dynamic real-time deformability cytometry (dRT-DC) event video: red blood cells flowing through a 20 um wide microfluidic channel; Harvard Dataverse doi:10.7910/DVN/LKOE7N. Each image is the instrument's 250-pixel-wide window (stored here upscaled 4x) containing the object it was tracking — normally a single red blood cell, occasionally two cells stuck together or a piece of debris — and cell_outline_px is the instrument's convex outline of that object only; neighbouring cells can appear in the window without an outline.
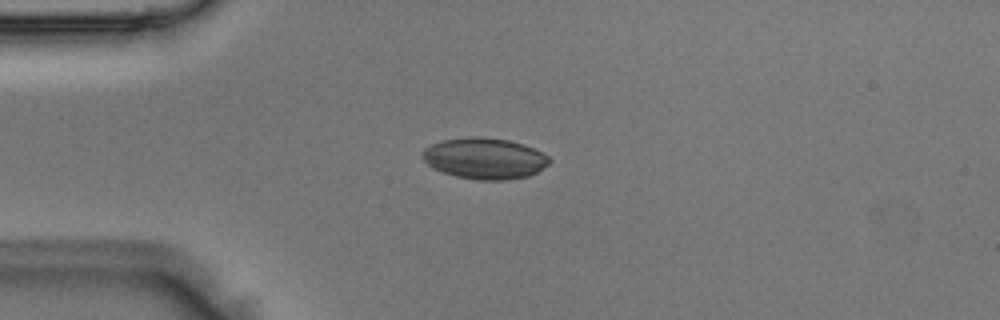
{"species": "Egyptian fruit bat (a non-hibernating species)", "species_latin": "Rousettus aegyptiacus", "temperature_condition": "room temperature", "stored_images_in_passage": 2, "camera_frame_rate_fps": 3000, "um_per_image_px": 0.085, "animal": {"sex": "male"}, "frame": {"image": 1, "passage_image": 1, "time_ms": 0.0, "image_size_px": [1000, 320], "cell_outline_px": [[552, 160], [548, 164], [536, 172], [528, 176], [508, 180], [476, 180], [456, 176], [432, 168], [424, 160], [424, 148], [432, 144], [444, 140], [476, 136], [508, 140], [524, 144], [548, 156]], "centroid_in_image_um": [41.21, 13.47], "position_along_channel_um": 43.8, "area_um2": 30.11}}